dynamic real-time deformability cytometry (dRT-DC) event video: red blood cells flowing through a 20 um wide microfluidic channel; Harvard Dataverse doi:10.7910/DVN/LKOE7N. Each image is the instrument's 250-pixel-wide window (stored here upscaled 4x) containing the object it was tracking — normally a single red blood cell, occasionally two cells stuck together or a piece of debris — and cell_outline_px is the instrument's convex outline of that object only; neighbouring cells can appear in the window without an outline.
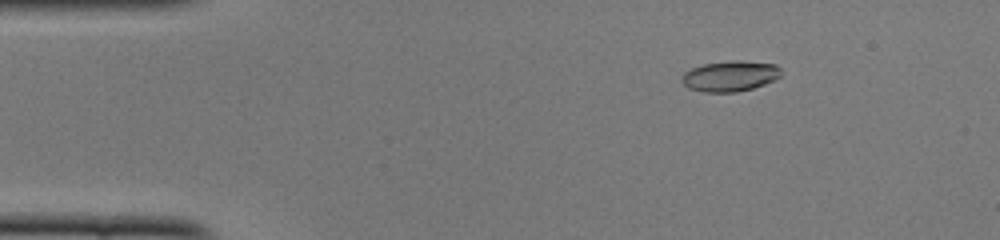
{"species": "common noctule bat (a hibernating species)", "species_latin": "Nyctalus noctula", "temperature_condition": "cold", "stored_images_in_passage": 51, "camera_frame_rate_fps": 3000, "um_per_image_px": 0.085, "animal": {"sex": "female", "body_mass_g": 22.0, "forearm_length_mm": 56.7}, "frame": {"image": 1, "passage_image": 7, "time_ms": 2.0, "image_size_px": [1000, 240], "cell_outline_px": [[784, 72], [776, 80], [752, 88], [736, 92], [704, 92], [688, 88], [680, 80], [680, 76], [684, 72], [692, 68], [704, 64], [728, 60], [740, 60], [776, 64]], "centroid_in_image_um": [62.07, 6.46], "position_along_channel_um": 22.9, "area_um2": 17.98}}
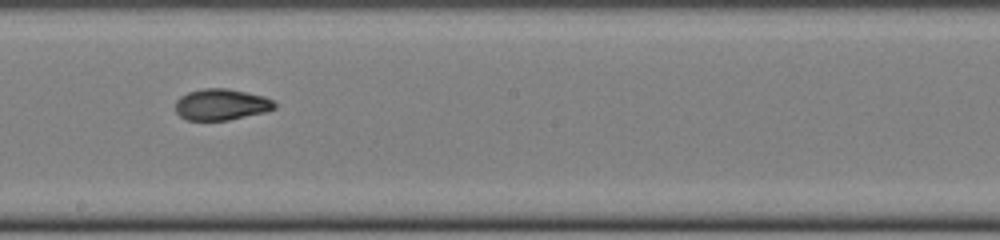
{"frame": {"image": 2, "passage_image": 28, "time_ms": 9.0, "image_size_px": [1000, 240], "cell_outline_px": [[276, 108], [264, 112], [228, 120], [184, 120], [176, 112], [176, 100], [180, 96], [188, 92], [204, 88], [228, 88], [264, 96], [272, 100], [276, 104]], "centroid_in_image_um": [18.79, 8.88], "position_along_channel_um": 229.4, "area_um2": 18.09}}
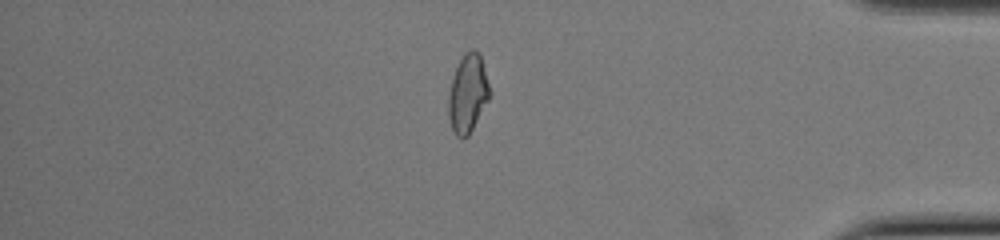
{"frame": {"image": 3, "passage_image": 43, "time_ms": 14.0, "image_size_px": [1000, 240], "cell_outline_px": [[488, 100], [468, 136], [460, 140], [456, 136], [452, 128], [448, 116], [448, 96], [452, 76], [464, 52], [472, 48], [480, 52], [488, 84]], "centroid_in_image_um": [39.73, 7.94], "position_along_channel_um": 395.5, "area_um2": 18.61}, "authors_computed_cell_mechanics": {"area_um2": 18.496, "velocity_mm_per_s": 3.9413, "shape_relaxation_time_tau1_ms": 6.3249, "shape_relaxation_time_tau2_ms": 2.1662, "deformation_change_tau1": 0.2375, "deformation_change_tau2": 0.0688}}